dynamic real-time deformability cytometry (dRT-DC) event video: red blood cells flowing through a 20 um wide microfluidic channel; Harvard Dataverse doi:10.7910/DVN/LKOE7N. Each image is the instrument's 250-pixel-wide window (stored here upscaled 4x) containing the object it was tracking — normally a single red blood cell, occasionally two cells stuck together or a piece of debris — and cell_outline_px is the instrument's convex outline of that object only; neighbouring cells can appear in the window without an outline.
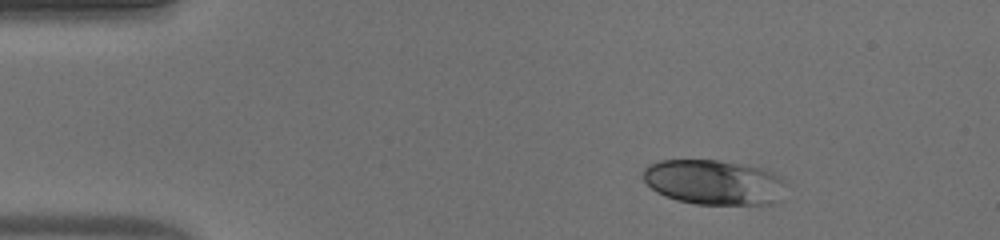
{"species": "human", "species_latin": "Homo sapiens", "temperature_condition": "warm", "stored_images_in_passage": 42, "camera_frame_rate_fps": 3000, "um_per_image_px": 0.085, "donor": {"sex": "male"}, "frame": {"image": 1, "passage_image": 1, "time_ms": 0.0, "image_size_px": [1000, 240], "cell_outline_px": [[740, 200], [736, 204], [708, 204], [684, 200], [660, 192], [648, 180], [648, 168], [656, 164], [672, 160], [708, 160], [720, 164], [728, 176], [740, 196]], "centroid_in_image_um": [59.0, 15.43], "position_along_channel_um": 26.0, "area_um2": 22.31}}
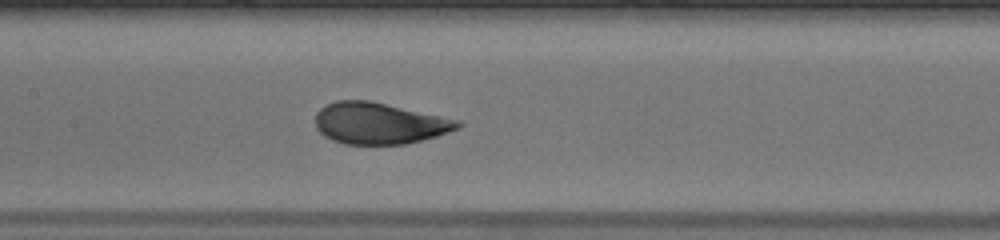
{"frame": {"image": 2, "passage_image": 17, "time_ms": 5.333, "image_size_px": [1000, 240], "cell_outline_px": [[456, 124], [452, 128], [428, 136], [412, 140], [392, 144], [356, 144], [340, 140], [324, 132], [320, 128], [320, 112], [324, 108], [332, 104], [380, 104]], "centroid_in_image_um": [32.08, 10.55], "position_along_channel_um": 175.3, "area_um2": 28.38}}
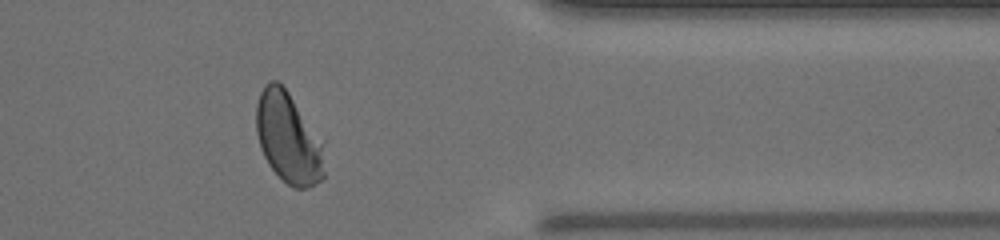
{"frame": {"image": 3, "passage_image": 33, "time_ms": 10.667, "image_size_px": [1000, 240], "cell_outline_px": [[316, 164], [296, 184], [292, 184], [284, 180], [276, 172], [268, 160], [264, 152], [260, 140], [256, 120], [256, 116], [260, 96], [264, 88], [268, 84], [280, 84], [284, 88], [292, 104], [316, 160]], "centroid_in_image_um": [24.07, 11.5], "position_along_channel_um": 387.3, "area_um2": 26.82}, "authors_computed_cell_mechanics": {"area_um2": 27.8018, "velocity_mm_per_s": 4.2612, "shape_relaxation_time_tau1_ms": 10.5857, "shape_relaxation_time_tau2_ms": 0.6744, "deformation_change_tau1": 0.233, "deformation_change_tau2": 0.0659}}